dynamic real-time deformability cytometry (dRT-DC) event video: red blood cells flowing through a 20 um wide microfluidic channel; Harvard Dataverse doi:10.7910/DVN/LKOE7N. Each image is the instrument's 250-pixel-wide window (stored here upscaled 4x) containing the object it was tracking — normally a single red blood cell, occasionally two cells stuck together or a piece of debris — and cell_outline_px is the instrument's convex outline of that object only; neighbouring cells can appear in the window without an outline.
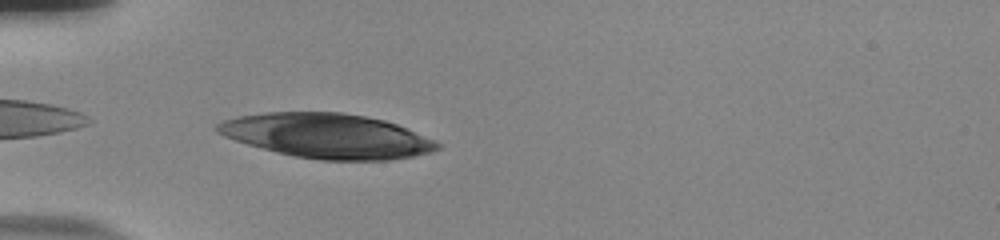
{"species": "human", "species_latin": "Homo sapiens", "temperature_condition": "room temperature", "stored_images_in_passage": 25, "camera_frame_rate_fps": 3000, "um_per_image_px": 0.085, "donor": {"sex": "male"}, "frame": {"image": 1, "passage_image": 1, "time_ms": 0.0, "image_size_px": [1000, 240], "cell_outline_px": [[440, 148], [428, 152], [412, 156], [388, 160], [320, 160], [296, 156], [276, 152], [248, 144], [224, 136], [216, 132], [212, 128], [216, 124], [224, 120], [240, 116], [268, 112], [340, 112], [364, 116], [384, 120], [396, 124], [432, 140], [440, 144]], "centroid_in_image_um": [27.74, 11.54], "position_along_channel_um": 57.3, "area_um2": 56.59}}
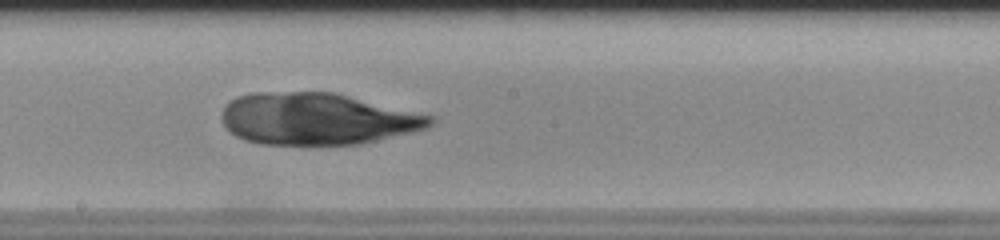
{"frame": {"image": 2, "passage_image": 15, "time_ms": 4.667, "image_size_px": [1000, 240], "cell_outline_px": [[432, 124], [424, 128], [360, 144], [260, 144], [244, 140], [236, 136], [224, 124], [224, 108], [236, 96], [252, 92], [332, 92], [432, 116]], "centroid_in_image_um": [26.89, 10.1], "position_along_channel_um": 221.3, "area_um2": 61.85}}
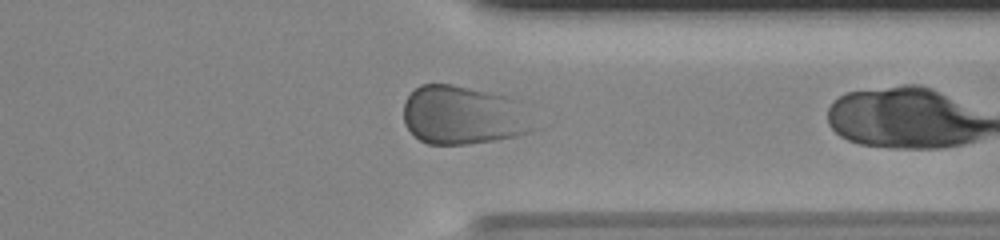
{"frame": {"image": 3, "passage_image": 24, "time_ms": 7.667, "image_size_px": [1000, 240], "cell_outline_px": [[528, 132], [516, 136], [492, 140], [464, 144], [428, 144], [420, 140], [408, 128], [404, 120], [404, 100], [420, 84], [452, 84], [488, 92], [504, 96], [512, 100]], "centroid_in_image_um": [39.12, 9.79], "position_along_channel_um": 372.3, "area_um2": 42.25}}